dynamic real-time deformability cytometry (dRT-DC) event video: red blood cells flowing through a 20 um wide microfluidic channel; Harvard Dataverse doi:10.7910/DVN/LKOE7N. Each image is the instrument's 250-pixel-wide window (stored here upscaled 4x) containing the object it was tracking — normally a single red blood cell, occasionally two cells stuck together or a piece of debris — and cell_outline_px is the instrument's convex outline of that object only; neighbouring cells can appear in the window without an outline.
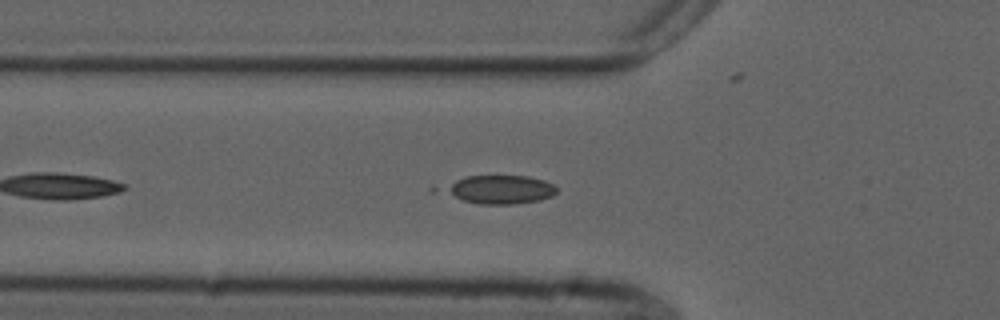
{"species": "common noctule bat (a hibernating species)", "species_latin": "Nyctalus noctula", "temperature_condition": "cold", "stored_images_in_passage": 25, "camera_frame_rate_fps": 3000, "um_per_image_px": 0.085, "animal": {"sex": "male", "forearm_length_mm": 52.5}, "frame": {"image": 1, "passage_image": 5, "time_ms": 1.333, "image_size_px": [1000, 320], "cell_outline_px": [[560, 188], [552, 196], [540, 200], [512, 204], [476, 204], [464, 200], [448, 192], [444, 188], [456, 180], [464, 176], [528, 176], [544, 180]], "centroid_in_image_um": [42.6, 16.1], "position_along_channel_um": 83.2, "area_um2": 18.38}}
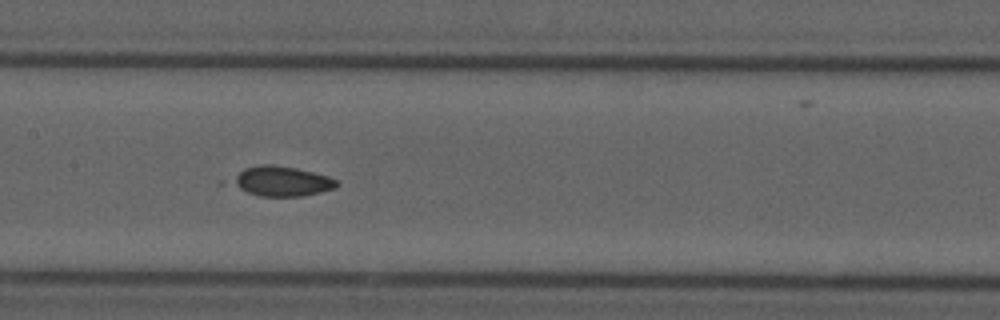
{"frame": {"image": 2, "passage_image": 13, "time_ms": 4.0, "image_size_px": [1000, 320], "cell_outline_px": [[340, 184], [336, 188], [304, 196], [260, 196], [248, 192], [232, 184], [228, 180], [244, 168], [260, 164], [272, 164], [296, 168], [328, 176], [336, 180]], "centroid_in_image_um": [23.93, 15.4], "position_along_channel_um": 183.5, "area_um2": 18.26}}
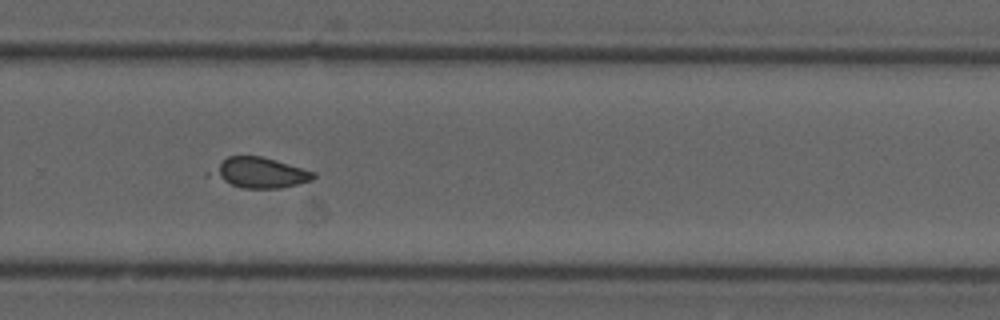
{"frame": {"image": 3, "passage_image": 23, "time_ms": 7.333, "image_size_px": [1000, 320], "cell_outline_px": [[316, 176], [312, 180], [280, 188], [244, 188], [204, 176], [204, 172], [228, 156], [260, 156], [276, 160], [316, 172]], "centroid_in_image_um": [21.96, 14.68], "position_along_channel_um": 307.8, "area_um2": 18.44}}